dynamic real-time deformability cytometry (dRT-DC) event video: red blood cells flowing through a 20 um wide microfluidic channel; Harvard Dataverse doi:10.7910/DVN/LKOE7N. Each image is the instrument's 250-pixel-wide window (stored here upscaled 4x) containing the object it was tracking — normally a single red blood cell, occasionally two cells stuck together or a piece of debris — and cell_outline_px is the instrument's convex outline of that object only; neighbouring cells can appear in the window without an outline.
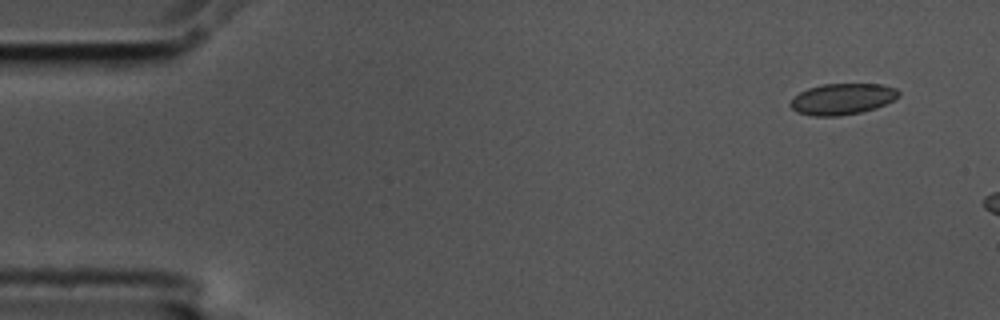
{"species": "common noctule bat (a hibernating species)", "species_latin": "Nyctalus noctula", "temperature_condition": "cold", "stored_images_in_passage": 3, "camera_frame_rate_fps": 3000, "um_per_image_px": 0.085, "animal": {"sex": "male", "body_mass_g": 17.5, "forearm_length_mm": 52.3}, "frame": {"image": 1, "passage_image": 1, "time_ms": 0.0, "image_size_px": [1000, 320], "cell_outline_px": [[900, 96], [876, 108], [860, 112], [840, 116], [812, 116], [796, 112], [788, 104], [800, 92], [808, 88], [824, 84], [884, 84], [896, 88], [900, 92]], "centroid_in_image_um": [71.6, 8.41], "position_along_channel_um": 13.4, "area_um2": 19.65}}